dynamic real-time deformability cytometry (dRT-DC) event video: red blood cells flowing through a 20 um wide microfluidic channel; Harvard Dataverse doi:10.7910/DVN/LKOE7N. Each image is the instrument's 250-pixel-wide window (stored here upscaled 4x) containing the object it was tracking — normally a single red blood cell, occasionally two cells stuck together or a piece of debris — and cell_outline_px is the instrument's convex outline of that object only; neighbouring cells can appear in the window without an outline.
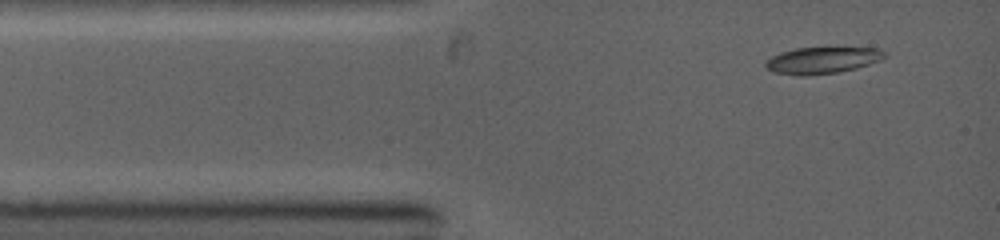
{"species": "common noctule bat (a hibernating species)", "species_latin": "Nyctalus noctula", "temperature_condition": "warm", "stored_images_in_passage": 20, "camera_frame_rate_fps": 5000, "um_per_image_px": 0.085, "animal": {"sex": "female", "body_mass_g": 19.0, "forearm_length_mm": 53.3}, "frame": {"image": 1, "passage_image": 1, "time_ms": 0.0, "image_size_px": [1000, 240], "cell_outline_px": [[888, 56], [880, 60], [856, 68], [836, 72], [808, 76], [796, 76], [776, 72], [764, 68], [764, 64], [772, 56], [780, 52], [796, 48], [876, 48], [884, 52]], "centroid_in_image_um": [69.85, 5.13], "position_along_channel_um": 15.1, "area_um2": 18.32}}
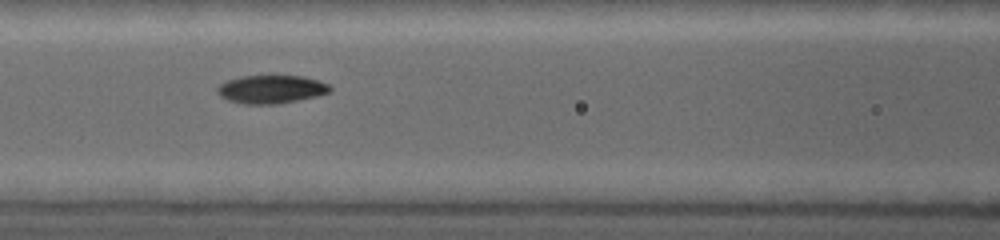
{"frame": {"image": 2, "passage_image": 11, "time_ms": 3.6, "image_size_px": [1000, 240], "cell_outline_px": [[332, 92], [316, 96], [280, 104], [244, 104], [228, 100], [220, 96], [216, 92], [216, 88], [220, 84], [228, 80], [240, 76], [304, 76], [320, 80], [328, 84], [332, 88]], "centroid_in_image_um": [23.07, 7.59], "position_along_channel_um": 143.5, "area_um2": 18.73}}
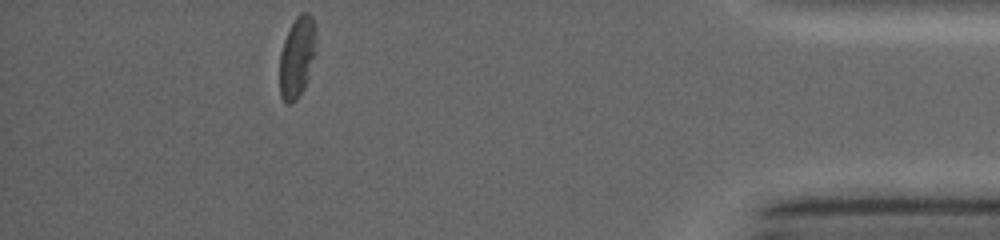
{"frame": {"image": 3, "passage_image": 20, "time_ms": 10.6, "image_size_px": [1000, 240], "cell_outline_px": [[316, 52], [304, 88], [296, 100], [288, 104], [280, 96], [280, 52], [284, 40], [296, 16], [300, 12], [308, 12], [312, 16], [316, 28]], "centroid_in_image_um": [25.27, 4.81], "position_along_channel_um": 409.9, "area_um2": 17.28}}